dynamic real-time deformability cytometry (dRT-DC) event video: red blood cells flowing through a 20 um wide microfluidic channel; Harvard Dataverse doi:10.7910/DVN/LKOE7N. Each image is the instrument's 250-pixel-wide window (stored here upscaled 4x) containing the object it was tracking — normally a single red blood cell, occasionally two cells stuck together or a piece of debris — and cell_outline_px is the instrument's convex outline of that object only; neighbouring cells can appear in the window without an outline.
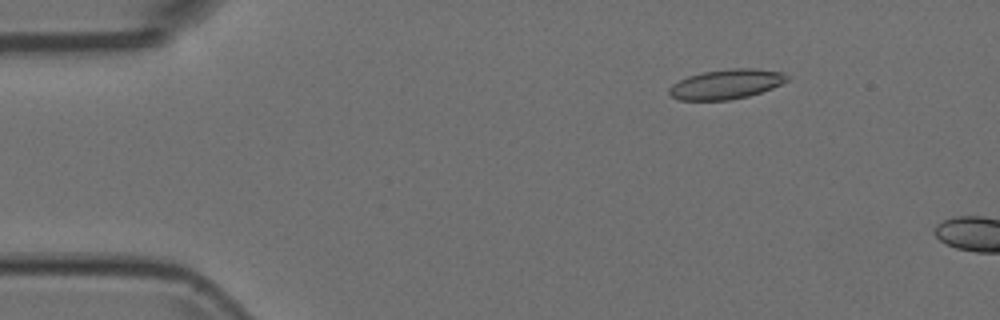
{"species": "Egyptian fruit bat (a non-hibernating species)", "species_latin": "Rousettus aegyptiacus", "temperature_condition": "room temperature", "stored_images_in_passage": 11, "camera_frame_rate_fps": 3000, "um_per_image_px": 0.085, "animal": {"sex": "female"}, "frame": {"image": 1, "passage_image": 8, "time_ms": 2.333, "image_size_px": [1000, 320], "cell_outline_px": [[788, 80], [772, 88], [748, 96], [728, 100], [680, 100], [672, 96], [668, 92], [668, 88], [672, 84], [688, 76], [700, 72], [732, 68], [756, 68], [784, 72], [788, 76]], "centroid_in_image_um": [61.73, 7.14], "position_along_channel_um": 23.3, "area_um2": 20.46}}